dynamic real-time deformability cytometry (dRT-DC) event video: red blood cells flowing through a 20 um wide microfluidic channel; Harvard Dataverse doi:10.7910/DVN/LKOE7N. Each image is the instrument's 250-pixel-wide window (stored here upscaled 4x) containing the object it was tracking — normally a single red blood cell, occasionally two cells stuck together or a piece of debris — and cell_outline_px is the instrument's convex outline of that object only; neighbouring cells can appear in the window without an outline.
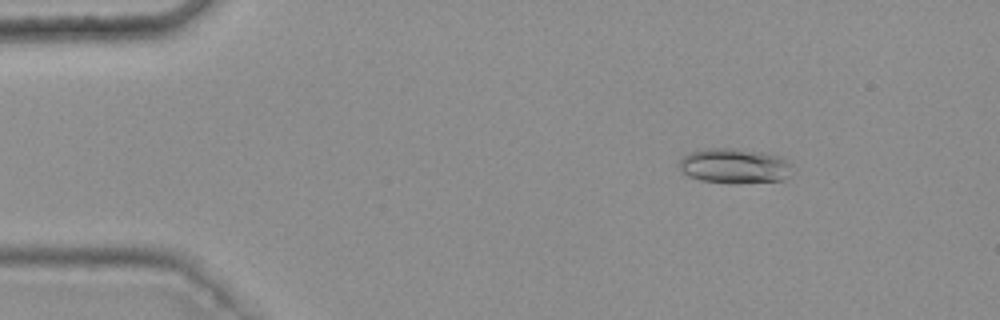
{"species": "common noctule bat (a hibernating species)", "species_latin": "Nyctalus noctula", "temperature_condition": "warm", "stored_images_in_passage": 48, "camera_frame_rate_fps": 3000, "um_per_image_px": 0.085, "animal": {"sex": "female", "body_mass_g": 25.1}, "frame": {"image": 1, "passage_image": 8, "time_ms": 2.333, "image_size_px": [1000, 320], "cell_outline_px": [[792, 164], [788, 176], [784, 180], [740, 184], [728, 184], [700, 180], [688, 176], [680, 172], [676, 164], [684, 156], [692, 152], [708, 148], [728, 148], [760, 152], [780, 156], [788, 160]], "centroid_in_image_um": [62.4, 14.13], "position_along_channel_um": 22.6, "area_um2": 23.41}}
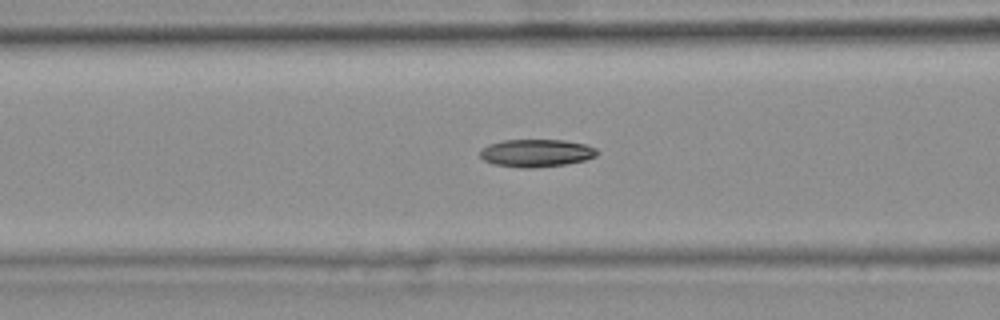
{"frame": {"image": 2, "passage_image": 22, "time_ms": 7.0, "image_size_px": [1000, 320], "cell_outline_px": [[600, 152], [596, 156], [584, 160], [564, 164], [532, 168], [520, 168], [492, 164], [484, 160], [480, 156], [480, 152], [488, 144], [504, 140], [564, 140], [584, 144], [596, 148]], "centroid_in_image_um": [45.58, 13.01], "position_along_channel_um": 121.0, "area_um2": 18.84}}
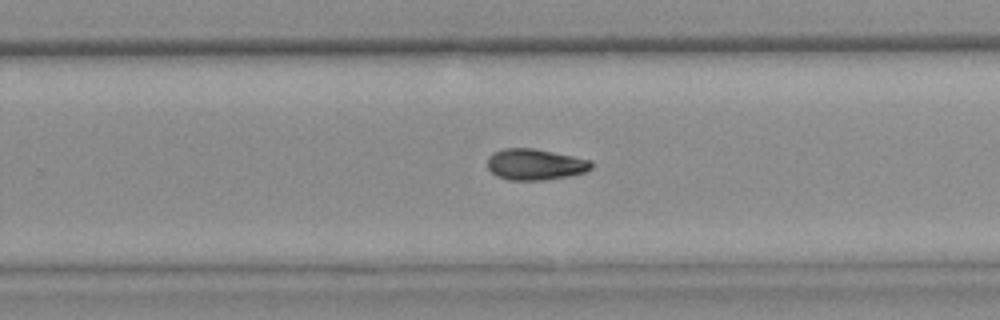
{"frame": {"image": 3, "passage_image": 35, "time_ms": 11.333, "image_size_px": [1000, 320], "cell_outline_px": [[592, 168], [584, 172], [568, 176], [544, 180], [508, 180], [496, 176], [488, 168], [488, 156], [492, 152], [504, 148], [532, 148], [592, 160]], "centroid_in_image_um": [45.46, 13.97], "position_along_channel_um": 284.3, "area_um2": 18.84}}